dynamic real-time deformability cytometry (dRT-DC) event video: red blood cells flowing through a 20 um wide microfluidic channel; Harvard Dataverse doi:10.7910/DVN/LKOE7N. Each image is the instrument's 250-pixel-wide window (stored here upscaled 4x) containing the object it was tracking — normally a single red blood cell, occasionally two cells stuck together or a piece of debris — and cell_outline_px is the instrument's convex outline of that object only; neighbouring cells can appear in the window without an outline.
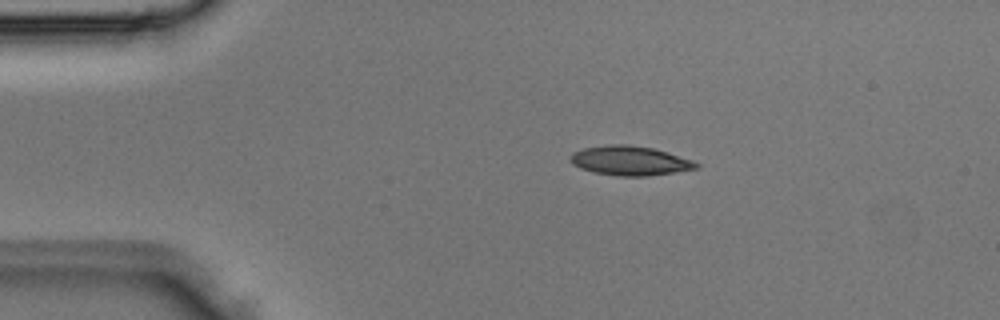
{"species": "Egyptian fruit bat (a non-hibernating species)", "species_latin": "Rousettus aegyptiacus", "temperature_condition": "room temperature", "stored_images_in_passage": 4, "camera_frame_rate_fps": 3000, "um_per_image_px": 0.085, "animal": {"sex": "male"}, "frame": {"image": 1, "passage_image": 4, "time_ms": 1.0, "image_size_px": [1000, 320], "cell_outline_px": [[700, 168], [676, 172], [648, 176], [620, 176], [596, 172], [580, 168], [572, 164], [568, 160], [568, 156], [572, 152], [584, 148], [608, 144], [628, 144], [652, 148], [668, 152], [692, 160], [700, 164]], "centroid_in_image_um": [53.53, 13.65], "position_along_channel_um": 31.5, "area_um2": 21.73}}